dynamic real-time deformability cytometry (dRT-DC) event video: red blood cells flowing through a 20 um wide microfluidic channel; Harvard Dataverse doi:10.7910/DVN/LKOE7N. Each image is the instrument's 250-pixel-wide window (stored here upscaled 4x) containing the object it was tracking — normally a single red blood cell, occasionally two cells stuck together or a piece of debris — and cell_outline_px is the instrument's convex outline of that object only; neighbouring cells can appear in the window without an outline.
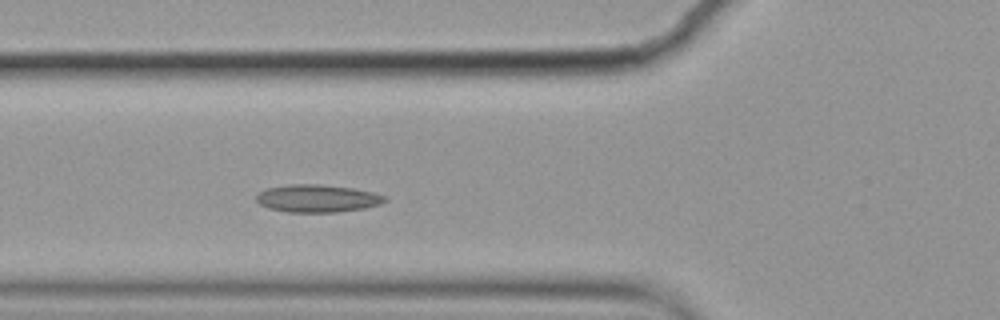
{"species": "common noctule bat (a hibernating species)", "species_latin": "Nyctalus noctula", "temperature_condition": "cold", "stored_images_in_passage": 5, "camera_frame_rate_fps": 3000, "um_per_image_px": 0.085, "animal": {"sex": "female", "body_mass_g": 19.9}, "frame": {"image": 1, "passage_image": 5, "time_ms": 1.333, "image_size_px": [1000, 320], "cell_outline_px": [[388, 200], [380, 204], [364, 208], [336, 212], [288, 212], [268, 208], [260, 204], [256, 200], [256, 196], [260, 192], [268, 188], [292, 184], [320, 184], [352, 188], [372, 192], [384, 196]], "centroid_in_image_um": [26.97, 16.87], "position_along_channel_um": 98.8, "area_um2": 20.52}}